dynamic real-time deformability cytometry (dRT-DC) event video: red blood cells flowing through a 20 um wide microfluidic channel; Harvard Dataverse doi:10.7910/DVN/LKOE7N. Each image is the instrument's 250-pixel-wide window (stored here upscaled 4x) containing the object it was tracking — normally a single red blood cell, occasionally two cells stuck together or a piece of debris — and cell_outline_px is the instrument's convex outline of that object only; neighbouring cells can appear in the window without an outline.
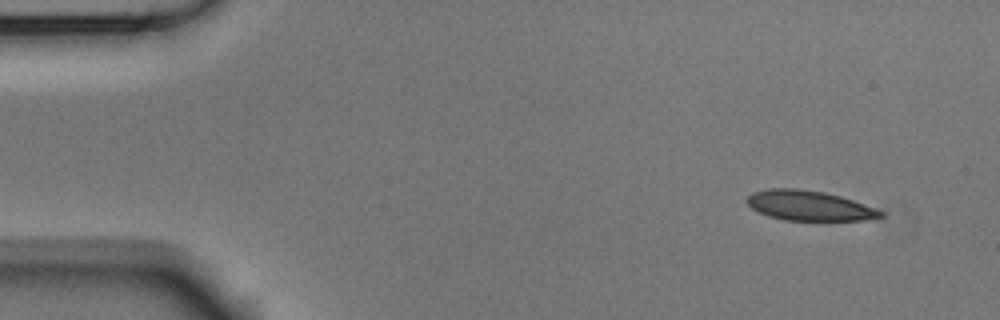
{"species": "Egyptian fruit bat (a non-hibernating species)", "species_latin": "Rousettus aegyptiacus", "temperature_condition": "room temperature", "stored_images_in_passage": 4, "segment_of_instrument_passage": [1, 2], "camera_frame_rate_fps": 3000, "um_per_image_px": 0.085, "animal": {"sex": "male"}, "frame": {"image": 1, "passage_image": 1, "time_ms": 0.0, "image_size_px": [1000, 320], "cell_outline_px": [[884, 216], [864, 220], [784, 220], [768, 216], [752, 208], [744, 200], [752, 192], [768, 188], [800, 188], [824, 192], [840, 196], [852, 200], [884, 212]], "centroid_in_image_um": [68.73, 17.47], "position_along_channel_um": 16.3, "area_um2": 23.24}}
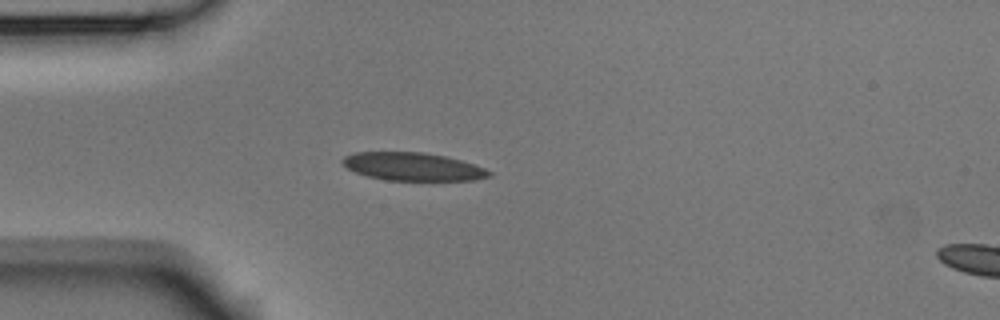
{"frame": {"image": 2, "passage_image": 3, "time_ms": 0.667, "image_size_px": [1000, 320], "cell_outline_px": [[492, 176], [476, 180], [384, 180], [368, 176], [356, 172], [348, 168], [340, 160], [344, 156], [356, 152], [424, 152], [444, 156], [460, 160], [484, 168], [492, 172]], "centroid_in_image_um": [35.09, 14.16], "position_along_channel_um": 49.9, "area_um2": 23.81}}